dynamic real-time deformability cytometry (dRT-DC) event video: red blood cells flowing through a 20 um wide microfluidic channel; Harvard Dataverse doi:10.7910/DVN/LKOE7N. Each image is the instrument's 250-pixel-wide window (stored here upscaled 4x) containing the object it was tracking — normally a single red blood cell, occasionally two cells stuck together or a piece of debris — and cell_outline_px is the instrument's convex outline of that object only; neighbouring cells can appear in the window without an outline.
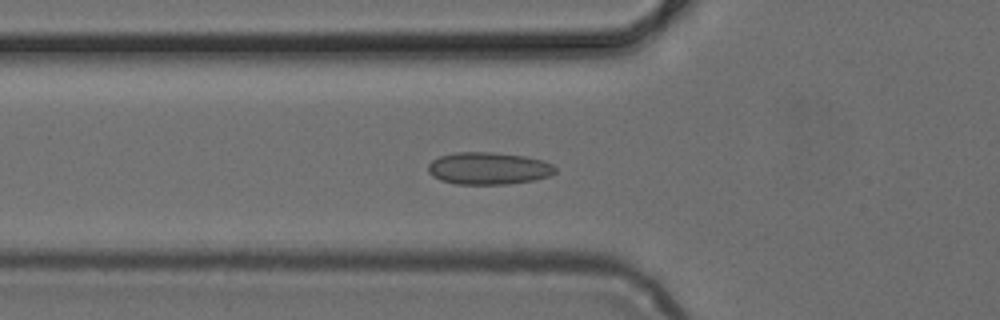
{"species": "common noctule bat (a hibernating species)", "species_latin": "Nyctalus noctula", "temperature_condition": "cold", "stored_images_in_passage": 49, "camera_frame_rate_fps": 3000, "um_per_image_px": 0.085, "animal": {"sex": "female", "body_mass_g": 24.6, "forearm_length_mm": 56.2}, "frame": {"image": 1, "passage_image": 17, "time_ms": 5.333, "image_size_px": [1000, 320], "cell_outline_px": [[556, 172], [548, 176], [536, 180], [508, 184], [456, 184], [440, 180], [432, 176], [428, 172], [428, 164], [432, 160], [440, 156], [456, 152], [492, 152], [524, 156], [544, 160], [552, 164], [556, 168]], "centroid_in_image_um": [41.52, 14.31], "position_along_channel_um": 84.3, "area_um2": 24.04}}
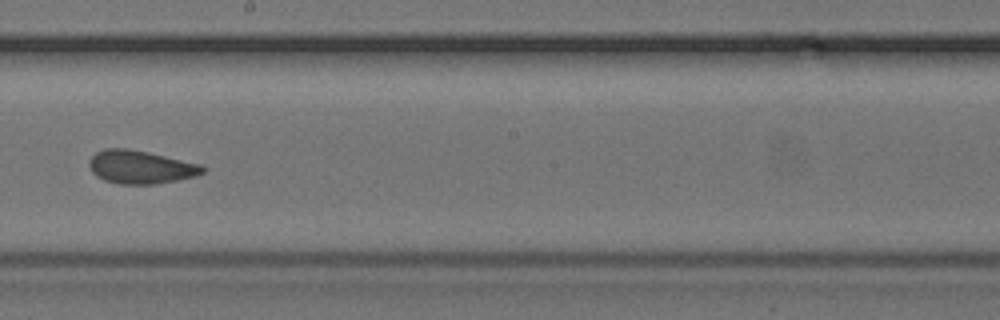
{"frame": {"image": 2, "passage_image": 28, "time_ms": 9.0, "image_size_px": [1000, 320], "cell_outline_px": [[208, 168], [204, 172], [196, 176], [156, 184], [120, 184], [104, 180], [96, 176], [92, 172], [88, 164], [88, 160], [96, 152], [104, 148], [128, 148], [148, 152], [200, 164]], "centroid_in_image_um": [11.94, 14.19], "position_along_channel_um": 236.3, "area_um2": 22.08}}
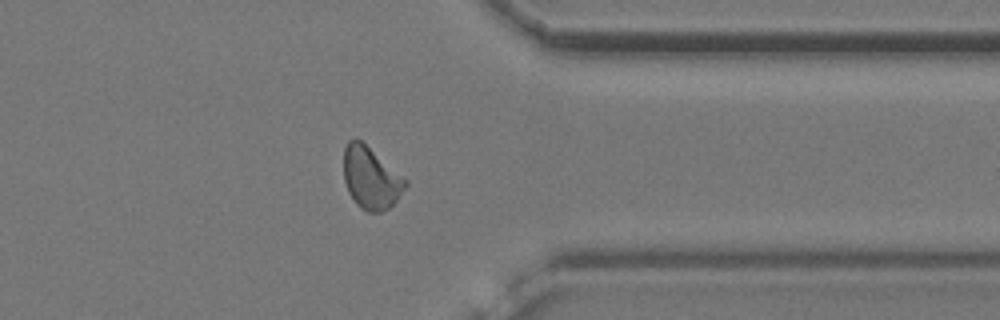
{"frame": {"image": 3, "passage_image": 39, "time_ms": 12.667, "image_size_px": [1000, 320], "cell_outline_px": [[408, 184], [396, 200], [388, 208], [380, 212], [368, 212], [360, 208], [356, 204], [348, 192], [344, 180], [344, 148], [348, 140], [356, 136], [408, 180]], "centroid_in_image_um": [31.51, 15.11], "position_along_channel_um": 379.9, "area_um2": 22.37}}